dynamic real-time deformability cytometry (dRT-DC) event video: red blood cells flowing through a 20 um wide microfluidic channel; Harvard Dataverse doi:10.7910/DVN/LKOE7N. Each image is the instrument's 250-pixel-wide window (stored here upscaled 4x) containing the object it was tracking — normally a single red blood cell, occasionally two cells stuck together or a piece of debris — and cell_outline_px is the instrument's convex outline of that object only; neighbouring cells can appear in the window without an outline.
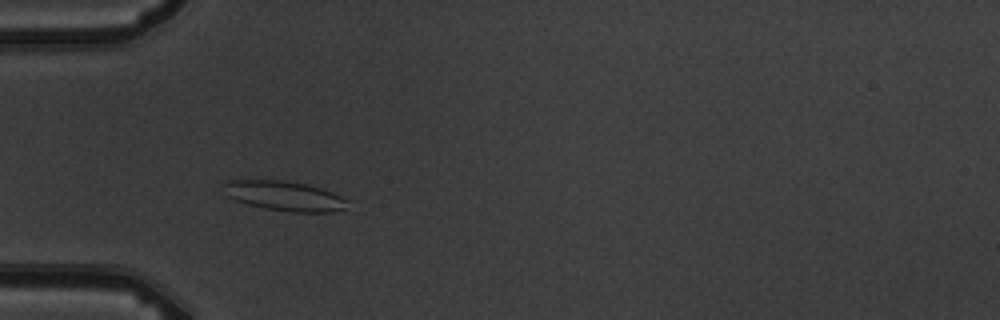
{"species": "common noctule bat (a hibernating species)", "species_latin": "Nyctalus noctula", "temperature_condition": "warm", "stored_images_in_passage": 3, "camera_frame_rate_fps": 3000, "um_per_image_px": 0.085, "animal": {"sex": "male", "body_mass_g": 19.5, "forearm_length_mm": 54.6}, "frame": {"image": 1, "passage_image": 2, "time_ms": 1.333, "image_size_px": [1000, 320], "cell_outline_px": [[348, 200], [344, 208], [332, 212], [292, 212], [264, 208], [248, 204], [236, 200], [228, 196], [224, 184], [228, 180], [284, 180], [308, 184], [332, 192]], "centroid_in_image_um": [24.2, 16.65], "position_along_channel_um": 60.8, "area_um2": 21.21}}
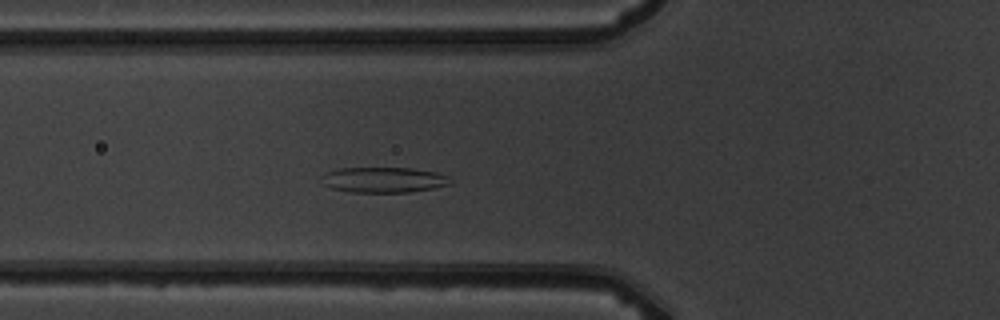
{"frame": {"image": 2, "passage_image": 3, "time_ms": 2.333, "image_size_px": [1000, 320], "cell_outline_px": [[452, 184], [432, 188], [408, 192], [348, 192], [332, 188], [324, 184], [324, 176], [328, 172], [340, 168], [412, 168], [436, 172], [448, 176], [452, 180]], "centroid_in_image_um": [32.68, 15.29], "position_along_channel_um": 93.1, "area_um2": 18.9}}